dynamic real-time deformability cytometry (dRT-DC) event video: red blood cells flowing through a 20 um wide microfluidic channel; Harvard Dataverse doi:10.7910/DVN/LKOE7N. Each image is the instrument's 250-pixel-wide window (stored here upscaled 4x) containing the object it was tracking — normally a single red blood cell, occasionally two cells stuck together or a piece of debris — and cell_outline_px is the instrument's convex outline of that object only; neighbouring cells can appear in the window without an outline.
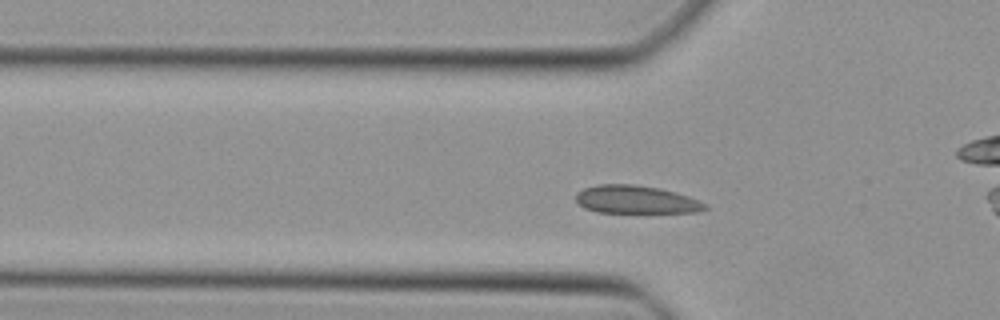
{"species": "Egyptian fruit bat (a non-hibernating species)", "species_latin": "Rousettus aegyptiacus", "temperature_condition": "cold", "stored_images_in_passage": 40, "camera_frame_rate_fps": 3000, "um_per_image_px": 0.085, "animal": {"sex": "female"}, "frame": {"image": 1, "passage_image": 7, "time_ms": 2.0, "image_size_px": [1000, 320], "cell_outline_px": [[708, 208], [700, 212], [596, 212], [584, 208], [576, 200], [576, 192], [584, 188], [600, 184], [632, 184], [660, 188], [676, 192], [688, 196], [704, 204]], "centroid_in_image_um": [54.02, 16.96], "position_along_channel_um": 71.8, "area_um2": 20.92}}
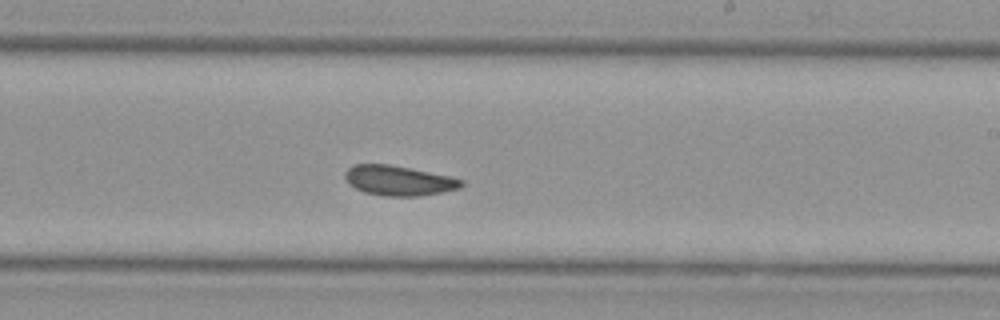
{"frame": {"image": 2, "passage_image": 20, "time_ms": 6.333, "image_size_px": [1000, 320], "cell_outline_px": [[464, 184], [460, 188], [444, 192], [420, 196], [384, 196], [364, 192], [348, 184], [344, 176], [344, 172], [352, 164], [388, 164], [448, 176], [464, 180]], "centroid_in_image_um": [33.86, 15.35], "position_along_channel_um": 255.1, "area_um2": 20.29}}
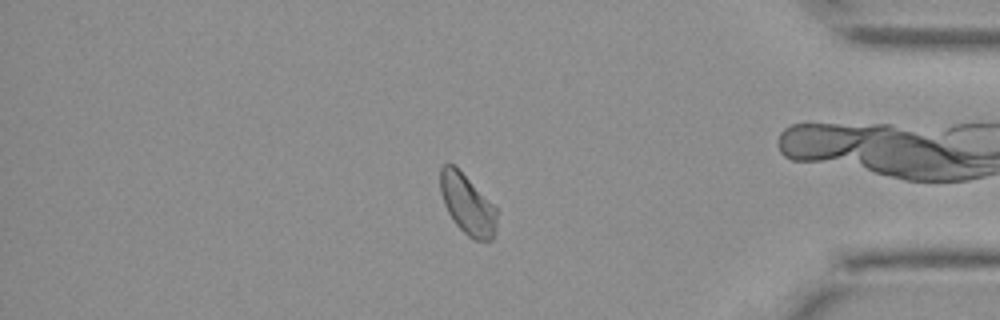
{"frame": {"image": 3, "passage_image": 32, "time_ms": 10.333, "image_size_px": [1000, 320], "cell_outline_px": [[496, 232], [492, 240], [472, 240], [456, 224], [448, 212], [444, 204], [440, 192], [440, 168], [444, 164], [452, 164], [496, 208]], "centroid_in_image_um": [39.71, 17.42], "position_along_channel_um": 395.5, "area_um2": 19.25}}